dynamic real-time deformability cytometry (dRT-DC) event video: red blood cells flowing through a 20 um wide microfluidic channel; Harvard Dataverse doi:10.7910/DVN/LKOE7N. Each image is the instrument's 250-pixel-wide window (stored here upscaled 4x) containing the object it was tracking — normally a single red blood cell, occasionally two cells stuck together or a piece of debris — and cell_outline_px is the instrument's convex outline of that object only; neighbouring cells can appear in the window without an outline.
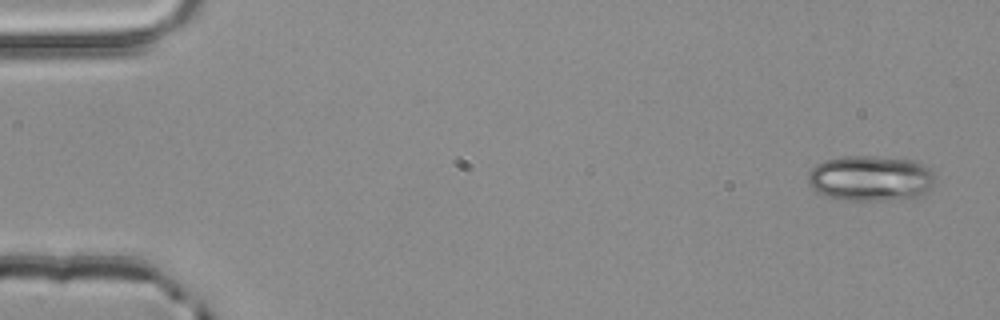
{"species": "common noctule bat (a hibernating species)", "species_latin": "Nyctalus noctula", "temperature_condition": "room temperature", "stored_images_in_passage": 4, "camera_frame_rate_fps": 3000, "um_per_image_px": 0.085, "animal": {"sex": "male", "body_mass_g": 20.4}, "frame": {"image": 1, "passage_image": 1, "time_ms": 0.0, "image_size_px": [1000, 320], "cell_outline_px": [[932, 184], [924, 196], [888, 200], [844, 200], [828, 196], [816, 192], [808, 184], [808, 172], [816, 164], [824, 160], [844, 156], [872, 156], [912, 160], [924, 164], [932, 168]], "centroid_in_image_um": [73.98, 15.15], "position_along_channel_um": 11.0, "area_um2": 33.87}}